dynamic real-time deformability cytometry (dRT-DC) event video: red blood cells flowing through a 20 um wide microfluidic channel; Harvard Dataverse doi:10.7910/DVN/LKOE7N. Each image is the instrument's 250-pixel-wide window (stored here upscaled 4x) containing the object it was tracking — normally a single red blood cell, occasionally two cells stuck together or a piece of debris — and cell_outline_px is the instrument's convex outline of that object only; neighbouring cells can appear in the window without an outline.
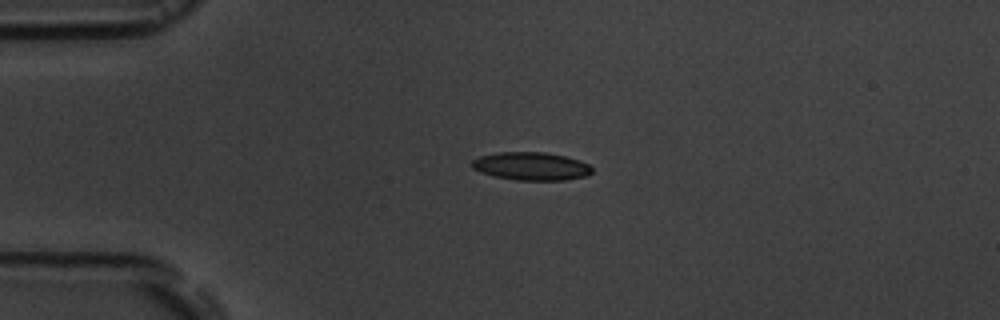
{"species": "common noctule bat (a hibernating species)", "species_latin": "Nyctalus noctula", "temperature_condition": "room temperature", "stored_images_in_passage": 6, "camera_frame_rate_fps": 3000, "um_per_image_px": 0.085, "animal": {"sex": "male", "body_mass_g": 19.5, "forearm_length_mm": 54.6}, "frame": {"image": 1, "passage_image": 6, "time_ms": 6.667, "image_size_px": [1000, 320], "cell_outline_px": [[592, 172], [588, 176], [564, 180], [516, 180], [492, 176], [480, 172], [472, 168], [472, 160], [480, 156], [500, 152], [544, 152], [564, 156], [580, 160], [588, 164], [592, 168]], "centroid_in_image_um": [45.15, 14.13], "position_along_channel_um": 39.8, "area_um2": 19.71}}